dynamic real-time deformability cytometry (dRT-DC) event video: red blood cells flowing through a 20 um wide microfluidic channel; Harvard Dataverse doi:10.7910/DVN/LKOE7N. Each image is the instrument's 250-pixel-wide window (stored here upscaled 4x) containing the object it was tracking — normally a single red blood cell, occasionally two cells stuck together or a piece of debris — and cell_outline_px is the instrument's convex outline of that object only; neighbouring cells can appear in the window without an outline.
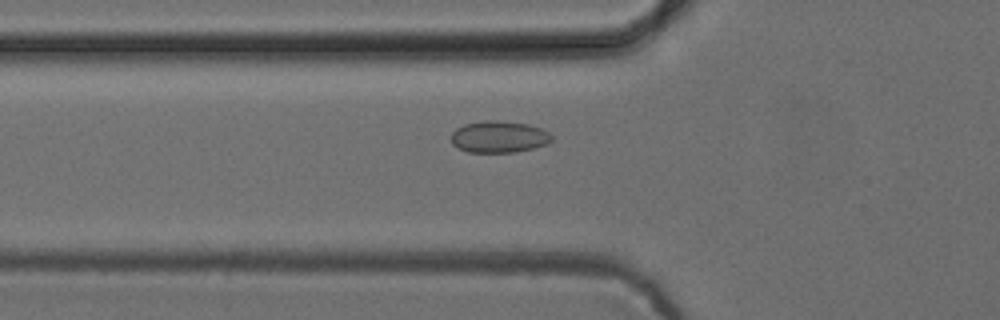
{"species": "common noctule bat (a hibernating species)", "species_latin": "Nyctalus noctula", "temperature_condition": "cold", "stored_images_in_passage": 53, "camera_frame_rate_fps": 3000, "um_per_image_px": 0.085, "animal": {"sex": "female", "body_mass_g": 24.6, "forearm_length_mm": 56.2}, "frame": {"image": 1, "passage_image": 19, "time_ms": 6.0, "image_size_px": [1000, 320], "cell_outline_px": [[552, 140], [544, 144], [532, 148], [516, 152], [468, 152], [456, 148], [452, 144], [452, 132], [456, 128], [464, 124], [484, 120], [496, 120], [528, 124], [540, 128], [548, 132], [552, 136]], "centroid_in_image_um": [42.37, 11.62], "position_along_channel_um": 83.4, "area_um2": 18.55}}
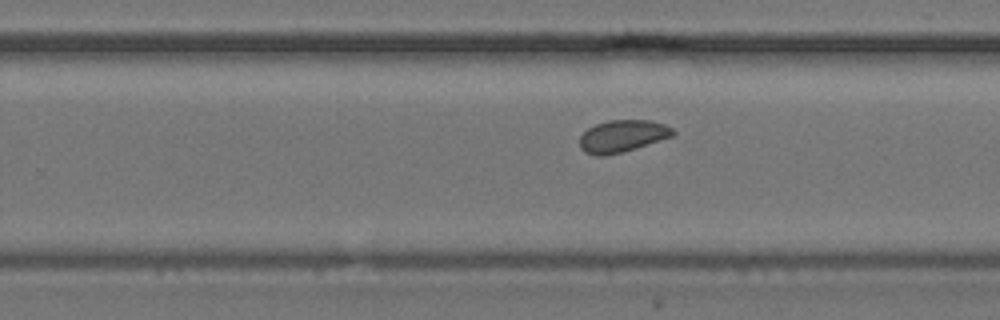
{"frame": {"image": 2, "passage_image": 34, "time_ms": 11.0, "image_size_px": [1000, 320], "cell_outline_px": [[676, 132], [672, 136], [624, 152], [604, 156], [596, 156], [584, 152], [580, 148], [580, 136], [588, 128], [596, 124], [608, 120], [652, 120], [664, 124], [672, 128]], "centroid_in_image_um": [52.89, 11.57], "position_along_channel_um": 276.9, "area_um2": 17.51}}
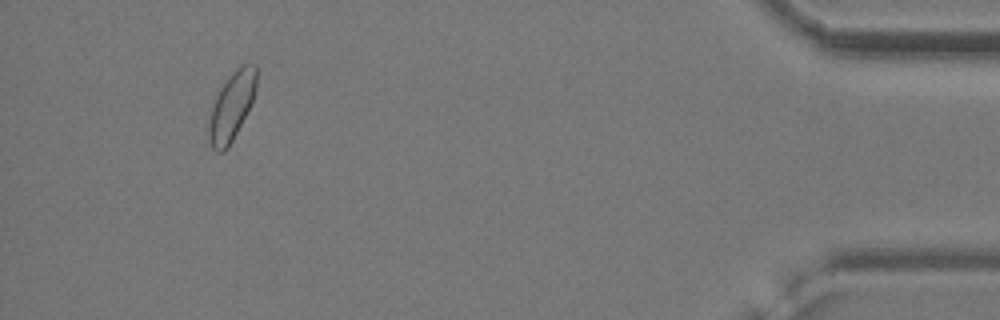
{"frame": {"image": 3, "passage_image": 50, "time_ms": 16.333, "image_size_px": [1000, 320], "cell_outline_px": [[256, 88], [252, 100], [228, 148], [224, 152], [216, 152], [212, 148], [208, 140], [208, 124], [212, 108], [216, 96], [220, 88], [228, 76], [236, 68], [244, 64], [256, 64]], "centroid_in_image_um": [19.66, 9.04], "position_along_channel_um": 415.5, "area_um2": 18.61}}